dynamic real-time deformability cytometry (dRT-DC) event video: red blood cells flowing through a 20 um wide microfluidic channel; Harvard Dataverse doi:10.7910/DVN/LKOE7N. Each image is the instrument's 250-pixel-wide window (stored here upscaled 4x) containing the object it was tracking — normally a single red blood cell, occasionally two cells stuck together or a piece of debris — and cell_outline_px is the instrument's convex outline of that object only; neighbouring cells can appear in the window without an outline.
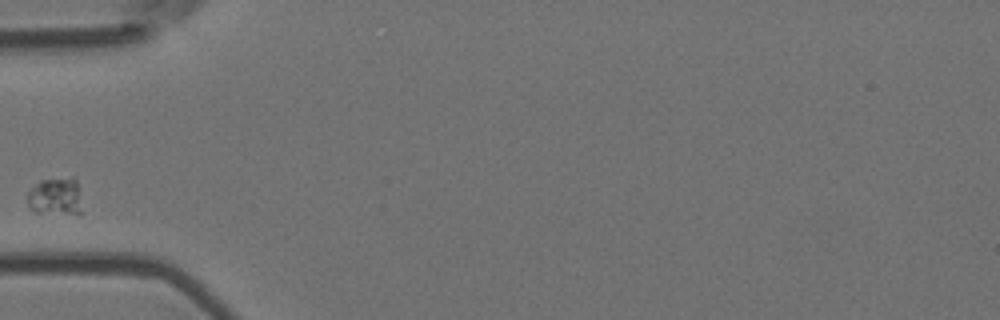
{"species": "Egyptian fruit bat (a non-hibernating species)", "species_latin": "Rousettus aegyptiacus", "temperature_condition": "room temperature", "stored_images_in_passage": 31, "camera_frame_rate_fps": 3000, "um_per_image_px": 0.085, "animal": {"sex": "female"}, "frame": {"image": 1, "passage_image": 1, "time_ms": 0.0, "image_size_px": [1000, 320], "cell_outline_px": [[80, 216], [36, 212], [28, 208], [28, 192], [40, 180], [72, 176], [76, 180], [80, 188]], "centroid_in_image_um": [4.75, 16.72], "position_along_channel_um": 80.3, "area_um2": 12.43}}
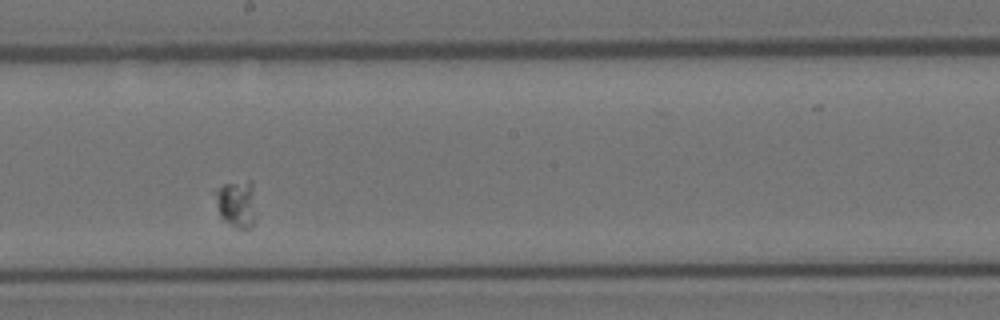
{"frame": {"image": 2, "passage_image": 14, "time_ms": 4.333, "image_size_px": [1000, 320], "cell_outline_px": [[256, 220], [248, 228], [236, 228], [224, 220], [220, 216], [216, 200], [216, 188], [224, 184], [248, 180], [252, 180]], "centroid_in_image_um": [20.13, 17.31], "position_along_channel_um": 228.1, "area_um2": 11.16}}
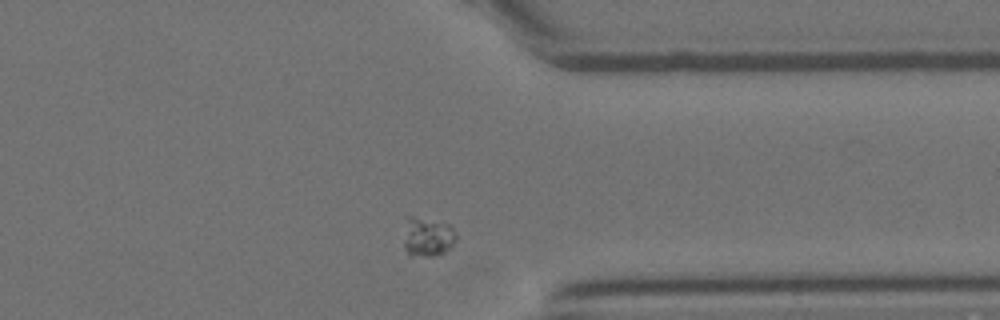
{"frame": {"image": 3, "passage_image": 27, "time_ms": 8.667, "image_size_px": [1000, 320], "cell_outline_px": [[456, 240], [444, 252], [432, 256], [408, 256], [404, 248], [404, 216], [412, 216], [452, 224], [456, 236]], "centroid_in_image_um": [36.29, 20.11], "position_along_channel_um": 375.1, "area_um2": 12.31}}